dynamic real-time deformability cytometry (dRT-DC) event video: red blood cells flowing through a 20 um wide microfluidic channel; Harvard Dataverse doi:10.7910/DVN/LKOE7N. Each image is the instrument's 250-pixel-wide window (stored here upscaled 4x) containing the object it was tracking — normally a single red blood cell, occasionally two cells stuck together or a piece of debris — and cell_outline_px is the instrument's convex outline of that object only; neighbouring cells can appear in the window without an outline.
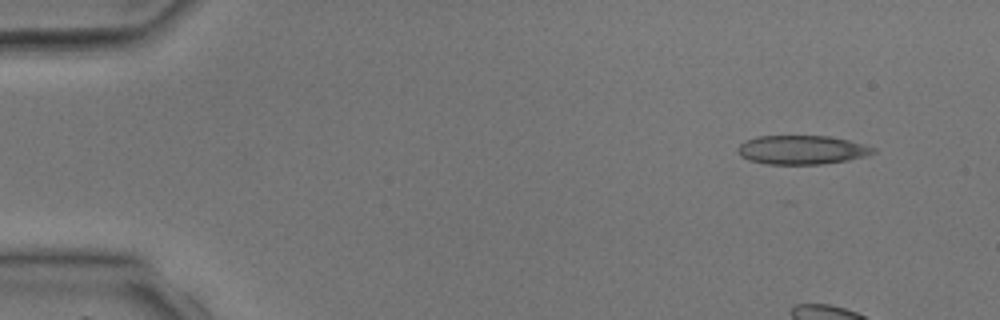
{"species": "common noctule bat (a hibernating species)", "species_latin": "Nyctalus noctula", "temperature_condition": "room temperature", "stored_images_in_passage": 3, "camera_frame_rate_fps": 3000, "um_per_image_px": 0.085, "animal": {"sex": "male", "body_mass_g": 17.9, "forearm_length_mm": 54.2}, "frame": {"image": 1, "passage_image": 1, "time_ms": 0.0, "image_size_px": [1000, 320], "cell_outline_px": [[876, 152], [864, 156], [848, 160], [824, 164], [768, 164], [748, 160], [740, 156], [736, 152], [736, 148], [744, 140], [756, 136], [828, 136], [848, 140], [864, 144], [876, 148]], "centroid_in_image_um": [68.11, 12.73], "position_along_channel_um": 16.9, "area_um2": 23.0}}